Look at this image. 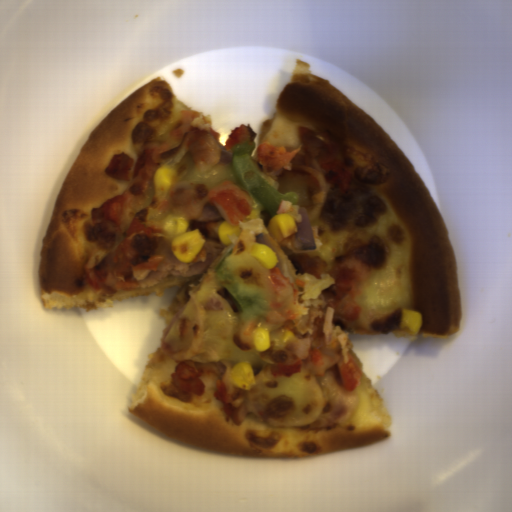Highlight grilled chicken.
Instances as JSON below:
<instances>
[{
  "instance_id": "obj_4",
  "label": "grilled chicken",
  "mask_w": 512,
  "mask_h": 512,
  "mask_svg": "<svg viewBox=\"0 0 512 512\" xmlns=\"http://www.w3.org/2000/svg\"><path fill=\"white\" fill-rule=\"evenodd\" d=\"M236 364L230 360L218 363L200 364L191 361H178L170 382L159 386L165 397H173L181 402L200 404L216 399L226 422L241 425L249 414L245 391L233 386L229 374Z\"/></svg>"
},
{
  "instance_id": "obj_9",
  "label": "grilled chicken",
  "mask_w": 512,
  "mask_h": 512,
  "mask_svg": "<svg viewBox=\"0 0 512 512\" xmlns=\"http://www.w3.org/2000/svg\"><path fill=\"white\" fill-rule=\"evenodd\" d=\"M201 307L203 311H224L220 299L215 296H209Z\"/></svg>"
},
{
  "instance_id": "obj_7",
  "label": "grilled chicken",
  "mask_w": 512,
  "mask_h": 512,
  "mask_svg": "<svg viewBox=\"0 0 512 512\" xmlns=\"http://www.w3.org/2000/svg\"><path fill=\"white\" fill-rule=\"evenodd\" d=\"M298 209H301L291 201L282 200L280 202V206L276 211L275 215L278 213H289L297 224L303 222L302 215L299 213Z\"/></svg>"
},
{
  "instance_id": "obj_6",
  "label": "grilled chicken",
  "mask_w": 512,
  "mask_h": 512,
  "mask_svg": "<svg viewBox=\"0 0 512 512\" xmlns=\"http://www.w3.org/2000/svg\"><path fill=\"white\" fill-rule=\"evenodd\" d=\"M257 132H255L251 126V124L241 123L240 126H235V128L231 129L230 134H228V139L225 141V147L227 151L232 153V147L235 144H243L247 141L248 144H254L255 138L257 137Z\"/></svg>"
},
{
  "instance_id": "obj_8",
  "label": "grilled chicken",
  "mask_w": 512,
  "mask_h": 512,
  "mask_svg": "<svg viewBox=\"0 0 512 512\" xmlns=\"http://www.w3.org/2000/svg\"><path fill=\"white\" fill-rule=\"evenodd\" d=\"M168 355L158 346L149 359L146 368H156L167 361Z\"/></svg>"
},
{
  "instance_id": "obj_5",
  "label": "grilled chicken",
  "mask_w": 512,
  "mask_h": 512,
  "mask_svg": "<svg viewBox=\"0 0 512 512\" xmlns=\"http://www.w3.org/2000/svg\"><path fill=\"white\" fill-rule=\"evenodd\" d=\"M279 193L296 192L300 198L295 204L305 208L311 226L316 223L328 197V184L322 173L301 164H291L290 170H283L278 178Z\"/></svg>"
},
{
  "instance_id": "obj_1",
  "label": "grilled chicken",
  "mask_w": 512,
  "mask_h": 512,
  "mask_svg": "<svg viewBox=\"0 0 512 512\" xmlns=\"http://www.w3.org/2000/svg\"><path fill=\"white\" fill-rule=\"evenodd\" d=\"M220 134L211 116L182 110L177 126L140 144L136 158L114 152L104 166L112 179L128 181L117 196L91 208L82 231L83 280L94 291L109 295L142 288L139 283L158 271L165 255L160 243L170 242L162 226L170 214L191 220L203 216L206 204L224 221L240 228L254 208L253 197L235 184L228 163H219ZM177 170L168 193L155 190L156 168Z\"/></svg>"
},
{
  "instance_id": "obj_2",
  "label": "grilled chicken",
  "mask_w": 512,
  "mask_h": 512,
  "mask_svg": "<svg viewBox=\"0 0 512 512\" xmlns=\"http://www.w3.org/2000/svg\"><path fill=\"white\" fill-rule=\"evenodd\" d=\"M283 252L290 258L295 275L321 279L322 273H328L335 284L321 291L317 299H301L305 282L295 277L292 282L279 267L267 269L269 308L264 317L242 319L232 334V344L247 353L255 350L253 330L266 327L270 346L261 350L262 367L272 377L288 378L304 367L311 375L324 377L337 365L342 388L354 392L362 381V370L351 352L349 332L334 326L332 319H357L361 308L355 297L373 269L355 256L336 258L330 266L320 256ZM287 328L296 338L283 345Z\"/></svg>"
},
{
  "instance_id": "obj_3",
  "label": "grilled chicken",
  "mask_w": 512,
  "mask_h": 512,
  "mask_svg": "<svg viewBox=\"0 0 512 512\" xmlns=\"http://www.w3.org/2000/svg\"><path fill=\"white\" fill-rule=\"evenodd\" d=\"M296 146L258 143L251 159L259 171L275 181L292 164L321 173L327 197L319 213L334 232L369 229L387 212V203L370 170L359 163L347 144L328 130L296 127Z\"/></svg>"
}]
</instances>
